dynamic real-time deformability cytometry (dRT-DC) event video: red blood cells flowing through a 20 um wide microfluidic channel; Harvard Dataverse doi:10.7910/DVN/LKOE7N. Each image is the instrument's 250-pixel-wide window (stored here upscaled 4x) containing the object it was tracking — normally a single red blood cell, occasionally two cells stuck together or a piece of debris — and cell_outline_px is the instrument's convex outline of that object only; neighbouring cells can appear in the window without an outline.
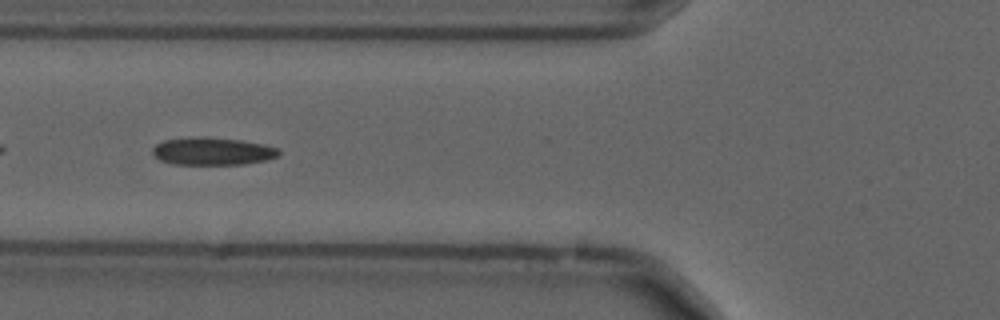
{"species": "common noctule bat (a hibernating species)", "species_latin": "Nyctalus noctula", "temperature_condition": "cold", "stored_images_in_passage": 32, "camera_frame_rate_fps": 3000, "um_per_image_px": 0.085, "animal": {"sex": "male", "forearm_length_mm": 52.5}, "frame": {"image": 1, "passage_image": 5, "time_ms": 1.333, "image_size_px": [1000, 320], "cell_outline_px": [[280, 156], [264, 160], [244, 164], [172, 164], [160, 160], [152, 152], [152, 148], [156, 144], [164, 140], [204, 136], [208, 136], [240, 140], [264, 144], [276, 148], [280, 152]], "centroid_in_image_um": [18.06, 12.85], "position_along_channel_um": 107.7, "area_um2": 20.29}}
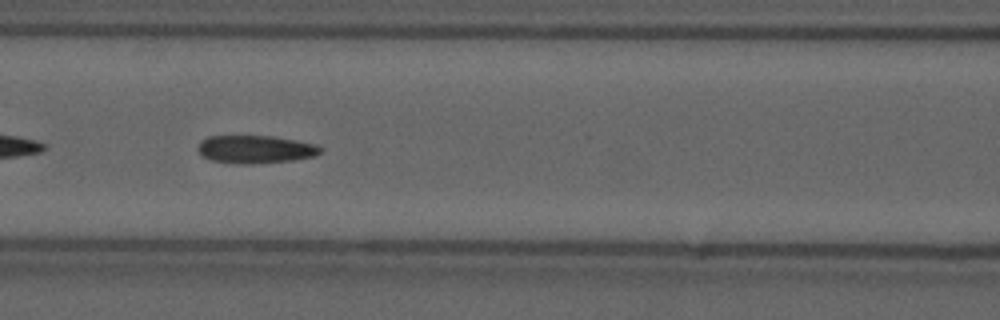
{"frame": {"image": 2, "passage_image": 8, "time_ms": 2.333, "image_size_px": [1000, 320], "cell_outline_px": [[320, 152], [316, 156], [292, 160], [252, 164], [240, 164], [212, 160], [204, 156], [200, 152], [200, 144], [208, 136], [272, 136], [296, 140], [316, 144], [320, 148]], "centroid_in_image_um": [21.76, 12.69], "position_along_channel_um": 144.8, "area_um2": 19.59}}
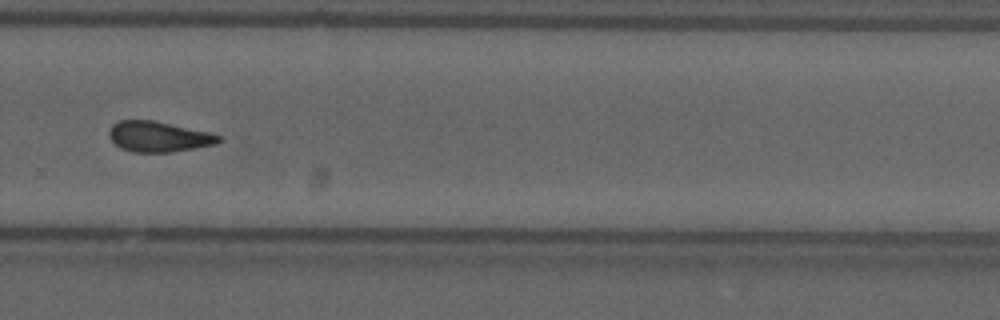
{"frame": {"image": 3, "passage_image": 22, "time_ms": 7.0, "image_size_px": [1000, 320], "cell_outline_px": [[224, 140], [216, 144], [172, 152], [132, 152], [120, 148], [112, 140], [108, 132], [112, 124], [120, 120], [152, 120], [208, 132], [220, 136]], "centroid_in_image_um": [13.47, 11.62], "position_along_channel_um": 316.3, "area_um2": 19.36}, "authors_computed_cell_mechanics": {"area_um2": 19.7387, "velocity_mm_per_s": 3.6842, "shape_relaxation_time_tau1_ms": null, "shape_relaxation_time_tau2_ms": 2.2495, "deformation_change_tau1": null, "deformation_change_tau2": 0.092}}